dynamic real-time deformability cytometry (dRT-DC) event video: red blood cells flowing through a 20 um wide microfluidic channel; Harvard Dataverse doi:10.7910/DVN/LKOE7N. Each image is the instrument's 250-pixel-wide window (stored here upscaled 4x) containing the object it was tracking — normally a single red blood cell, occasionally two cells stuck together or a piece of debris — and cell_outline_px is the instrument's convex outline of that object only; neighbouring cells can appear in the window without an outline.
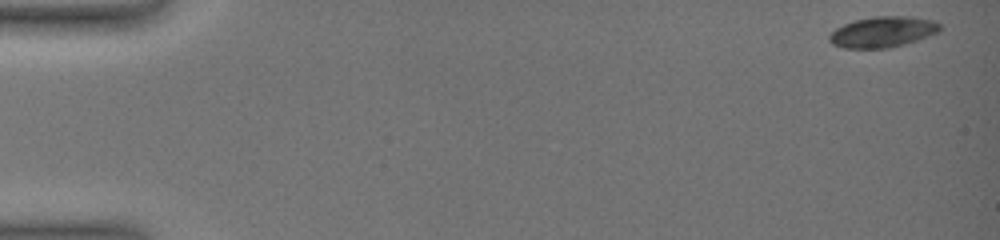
{"species": "common noctule bat (a hibernating species)", "species_latin": "Nyctalus noctula", "temperature_condition": "warm", "stored_images_in_passage": 90, "camera_frame_rate_fps": 3000, "um_per_image_px": 0.085, "animal": {"sex": "female", "body_mass_g": 19.0, "forearm_length_mm": 51.5}, "frame": {"image": 1, "passage_image": 1, "time_ms": 0.0, "image_size_px": [1000, 240], "cell_outline_px": [[940, 28], [936, 32], [928, 36], [904, 44], [888, 48], [844, 48], [832, 44], [828, 40], [828, 36], [836, 28], [844, 24], [856, 20], [872, 16], [908, 16], [932, 20], [940, 24]], "centroid_in_image_um": [74.99, 2.71], "position_along_channel_um": 10.0, "area_um2": 19.65}}
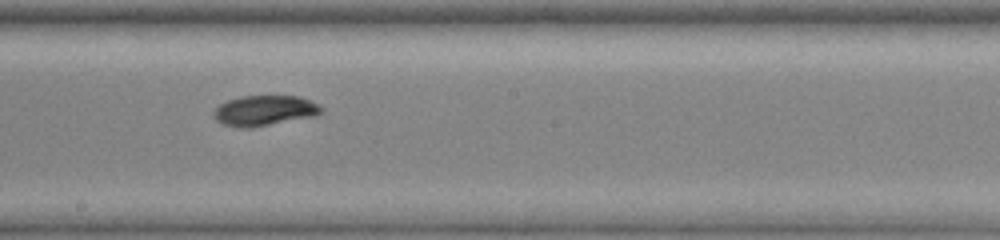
{"frame": {"image": 2, "passage_image": 54, "time_ms": 9.667, "image_size_px": [1000, 240], "cell_outline_px": [[324, 112], [316, 116], [252, 128], [236, 128], [224, 124], [216, 120], [212, 116], [212, 112], [220, 104], [228, 100], [240, 96], [300, 96], [320, 104], [324, 108]], "centroid_in_image_um": [22.51, 9.41], "position_along_channel_um": 225.7, "area_um2": 19.42}}
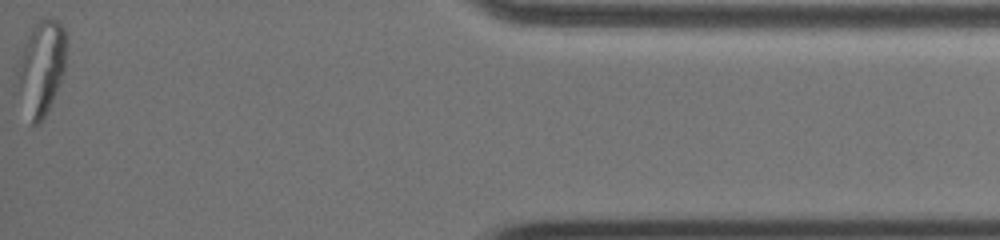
{"frame": {"image": 3, "passage_image": 89, "time_ms": 16.333, "image_size_px": [1000, 240], "cell_outline_px": [[68, 48], [64, 72], [48, 112], [36, 124], [32, 124], [20, 88], [16, 72], [16, 68], [24, 44], [32, 28], [40, 16], [52, 16], [64, 28], [68, 40]], "centroid_in_image_um": [3.58, 5.6], "position_along_channel_um": 431.6, "area_um2": 26.82}, "authors_computed_cell_mechanics": {"area_um2": 19.652, "velocity_mm_per_s": 3.8789, "shape_relaxation_time_tau1_ms": 6.9199, "shape_relaxation_time_tau2_ms": 1.9612, "deformation_change_tau1": 0.1917, "deformation_change_tau2": 0.041}}